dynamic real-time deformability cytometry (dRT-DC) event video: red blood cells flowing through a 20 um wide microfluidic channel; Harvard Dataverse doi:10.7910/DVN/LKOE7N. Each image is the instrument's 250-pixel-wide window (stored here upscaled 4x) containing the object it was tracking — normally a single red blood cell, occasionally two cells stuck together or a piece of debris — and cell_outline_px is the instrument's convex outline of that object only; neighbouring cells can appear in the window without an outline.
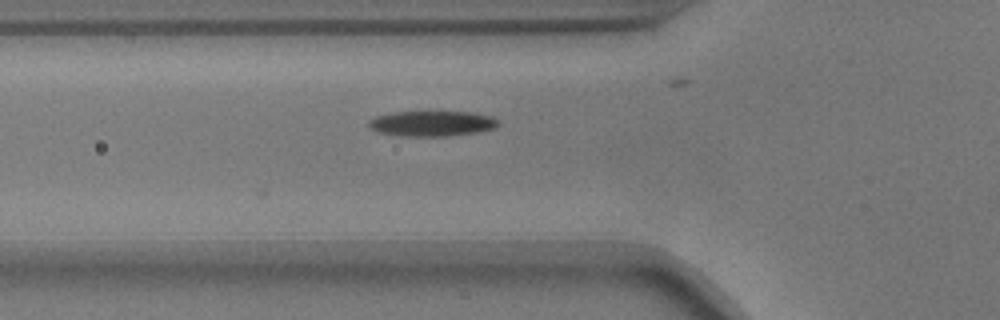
{"species": "common noctule bat (a hibernating species)", "species_latin": "Nyctalus noctula", "temperature_condition": "warm", "stored_images_in_passage": 3, "camera_frame_rate_fps": 3000, "um_per_image_px": 0.085, "animal": {"sex": "male", "body_mass_g": 17.9}, "frame": {"image": 1, "passage_image": 3, "time_ms": 0.667, "image_size_px": [1000, 320], "cell_outline_px": [[500, 124], [496, 128], [480, 132], [448, 136], [400, 136], [376, 132], [368, 128], [368, 120], [376, 116], [392, 112], [472, 112], [492, 116], [500, 120]], "centroid_in_image_um": [36.73, 10.5], "position_along_channel_um": 89.1, "area_um2": 19.54}}